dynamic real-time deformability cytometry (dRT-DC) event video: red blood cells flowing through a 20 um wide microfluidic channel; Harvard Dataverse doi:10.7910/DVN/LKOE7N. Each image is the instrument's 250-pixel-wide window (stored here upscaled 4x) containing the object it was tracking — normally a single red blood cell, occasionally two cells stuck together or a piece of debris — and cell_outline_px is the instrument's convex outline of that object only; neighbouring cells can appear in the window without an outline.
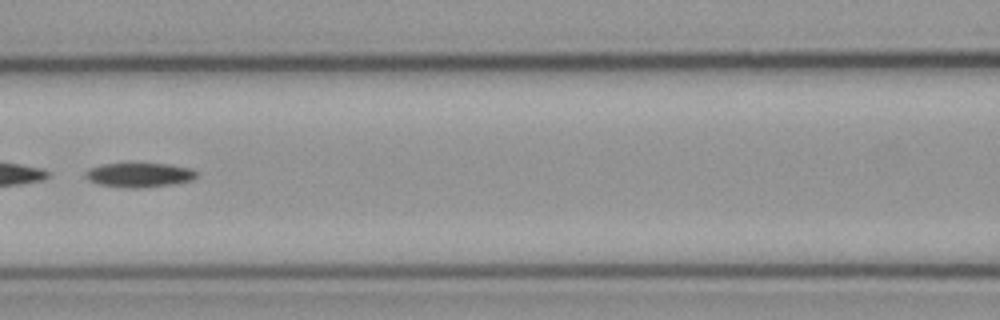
{"species": "common noctule bat (a hibernating species)", "species_latin": "Nyctalus noctula", "temperature_condition": "cold", "stored_images_in_passage": 7, "segment_of_instrument_passage": [2, 2], "camera_frame_rate_fps": 3000, "um_per_image_px": 0.085, "animal": {"sex": "male", "body_mass_g": 23.1, "forearm_length_mm": 52.7}, "frame": {"image": 1, "passage_image": 5, "time_ms": 1.333, "image_size_px": [1000, 320], "cell_outline_px": [[196, 176], [192, 180], [168, 184], [140, 188], [128, 188], [100, 184], [88, 180], [84, 176], [84, 172], [88, 168], [104, 164], [168, 164], [192, 168], [196, 172]], "centroid_in_image_um": [11.8, 14.87], "position_along_channel_um": 154.8, "area_um2": 15.55}}
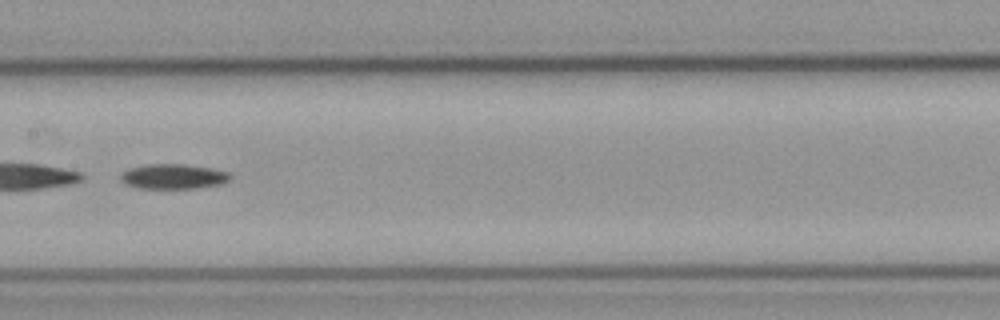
{"frame": {"image": 2, "passage_image": 6, "time_ms": 1.667, "image_size_px": [1000, 320], "cell_outline_px": [[232, 176], [228, 180], [220, 184], [196, 188], [136, 188], [124, 184], [120, 180], [120, 172], [128, 168], [148, 164], [184, 164], [212, 168], [228, 172]], "centroid_in_image_um": [14.67, 14.99], "position_along_channel_um": 192.7, "area_um2": 16.07}}
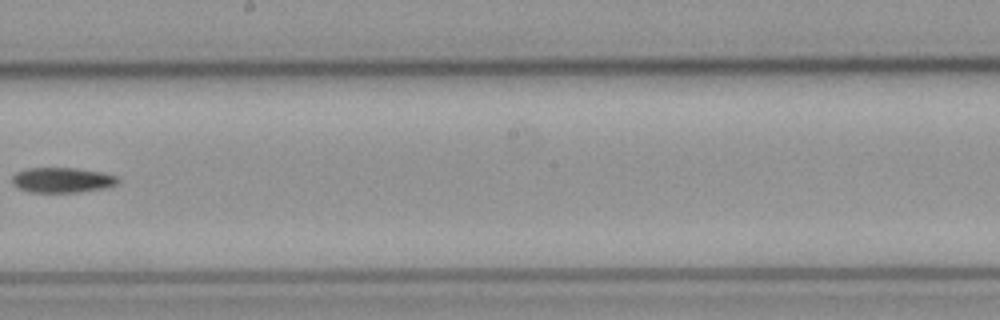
{"frame": {"image": 3, "passage_image": 7, "time_ms": 2.0, "image_size_px": [1000, 320], "cell_outline_px": [[120, 180], [116, 184], [108, 188], [80, 192], [32, 192], [20, 188], [12, 184], [12, 176], [16, 172], [28, 168], [72, 168], [100, 172], [120, 176]], "centroid_in_image_um": [5.33, 15.31], "position_along_channel_um": 242.9, "area_um2": 15.55}}